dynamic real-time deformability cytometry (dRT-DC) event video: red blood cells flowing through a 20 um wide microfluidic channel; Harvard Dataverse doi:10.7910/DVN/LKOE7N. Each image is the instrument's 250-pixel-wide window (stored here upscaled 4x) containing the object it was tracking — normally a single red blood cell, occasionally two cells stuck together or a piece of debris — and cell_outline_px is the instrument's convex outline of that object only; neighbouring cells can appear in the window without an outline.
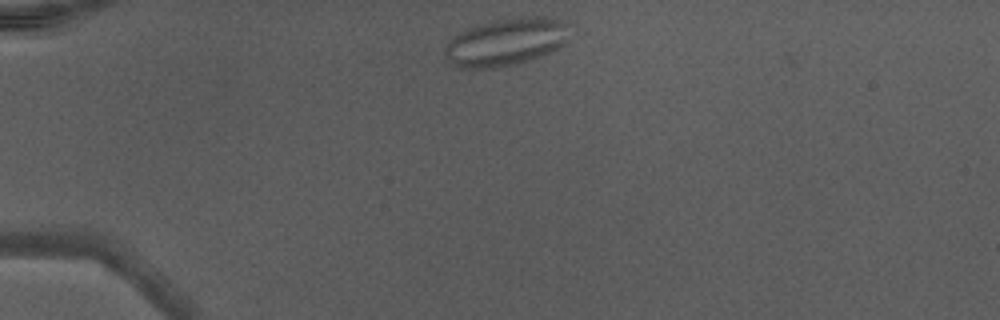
{"species": "Egyptian fruit bat (a non-hibernating species)", "species_latin": "Rousettus aegyptiacus", "temperature_condition": "warm", "stored_images_in_passage": 37, "camera_frame_rate_fps": 3000, "um_per_image_px": 0.085, "animal": {"sex": "male"}, "frame": {"image": 1, "passage_image": 1, "time_ms": 0.0, "image_size_px": [1000, 320], "cell_outline_px": [[568, 40], [560, 48], [552, 52], [516, 64], [492, 68], [456, 68], [444, 56], [444, 52], [452, 36], [464, 28], [476, 24], [492, 20], [524, 16], [544, 16], [568, 20]], "centroid_in_image_um": [43.03, 3.54], "position_along_channel_um": 42.0, "area_um2": 35.32}}
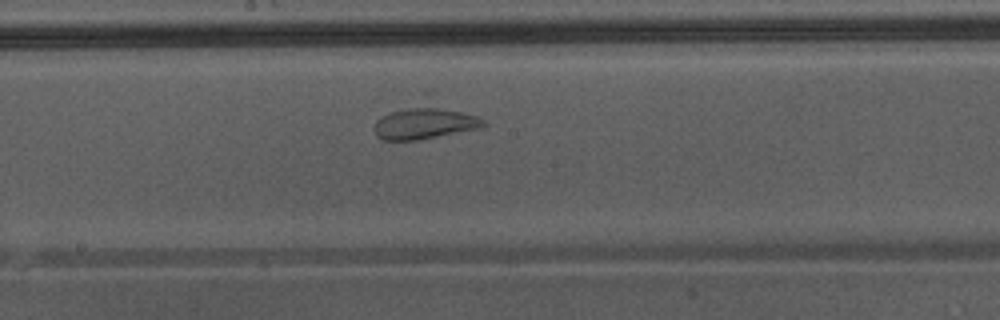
{"frame": {"image": 2, "passage_image": 16, "time_ms": 5.0, "image_size_px": [1000, 320], "cell_outline_px": [[484, 128], [416, 140], [384, 140], [376, 136], [376, 120], [380, 116], [424, 92], [432, 88], [484, 120]], "centroid_in_image_um": [36.25, 10.09], "position_along_channel_um": 212.0, "area_um2": 25.43}, "authors_computed_cell_mechanics": {"area_um2": 26.4146, "velocity_mm_per_s": 4.3356, "shape_relaxation_time_tau1_ms": null, "shape_relaxation_time_tau2_ms": 0.8476, "deformation_change_tau1": null, "deformation_change_tau2": 0.0605}}